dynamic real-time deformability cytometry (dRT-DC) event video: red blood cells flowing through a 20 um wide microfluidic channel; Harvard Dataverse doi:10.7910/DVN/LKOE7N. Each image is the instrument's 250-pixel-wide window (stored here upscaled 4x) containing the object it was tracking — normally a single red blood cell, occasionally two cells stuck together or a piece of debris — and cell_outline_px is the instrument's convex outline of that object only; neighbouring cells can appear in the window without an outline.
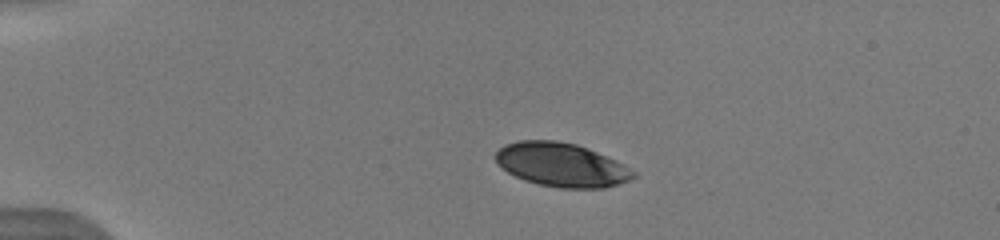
{"species": "human", "species_latin": "Homo sapiens", "temperature_condition": "warm", "stored_images_in_passage": 41, "camera_frame_rate_fps": 3000, "um_per_image_px": 0.085, "donor": {"sex": "male"}, "frame": {"image": 1, "passage_image": 1, "time_ms": 0.0, "image_size_px": [1000, 240], "cell_outline_px": [[636, 176], [628, 180], [604, 188], [560, 188], [540, 184], [524, 180], [508, 172], [492, 156], [504, 144], [520, 140], [556, 140], [576, 144], [616, 160], [624, 164], [636, 172]], "centroid_in_image_um": [47.72, 14.0], "position_along_channel_um": 37.3, "area_um2": 34.97}}
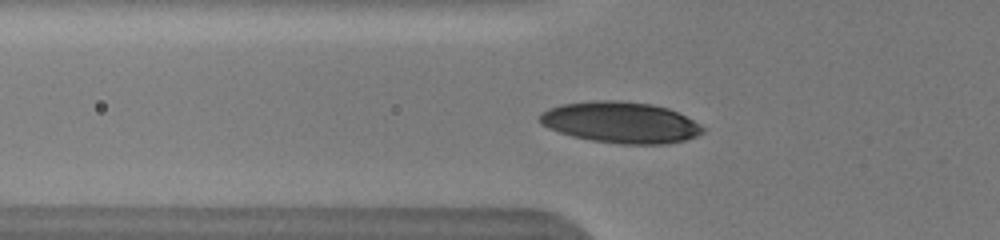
{"frame": {"image": 2, "passage_image": 12, "time_ms": 2.333, "image_size_px": [1000, 240], "cell_outline_px": [[708, 128], [704, 132], [696, 136], [684, 140], [668, 144], [620, 144], [592, 140], [572, 136], [548, 128], [540, 124], [540, 112], [548, 108], [560, 104], [596, 100], [616, 100], [652, 104], [668, 108]], "centroid_in_image_um": [52.75, 10.4], "position_along_channel_um": 73.1, "area_um2": 39.25}}
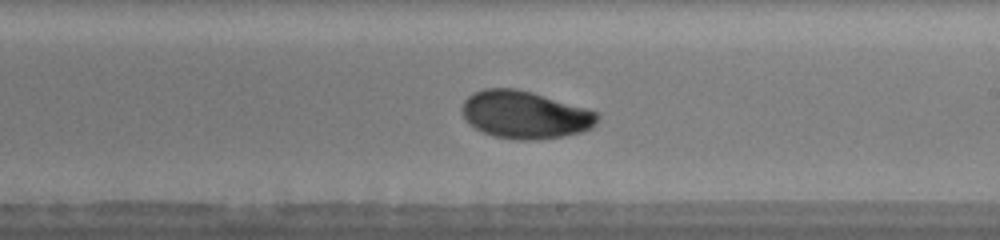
{"frame": {"image": 3, "passage_image": 33, "time_ms": 6.667, "image_size_px": [1000, 240], "cell_outline_px": [[600, 116], [596, 124], [592, 128], [580, 132], [564, 136], [536, 140], [516, 140], [492, 136], [468, 124], [460, 112], [460, 108], [464, 100], [472, 92], [484, 88], [516, 88], [532, 92], [588, 108], [600, 112]], "centroid_in_image_um": [44.61, 9.75], "position_along_channel_um": 244.4, "area_um2": 38.21}}